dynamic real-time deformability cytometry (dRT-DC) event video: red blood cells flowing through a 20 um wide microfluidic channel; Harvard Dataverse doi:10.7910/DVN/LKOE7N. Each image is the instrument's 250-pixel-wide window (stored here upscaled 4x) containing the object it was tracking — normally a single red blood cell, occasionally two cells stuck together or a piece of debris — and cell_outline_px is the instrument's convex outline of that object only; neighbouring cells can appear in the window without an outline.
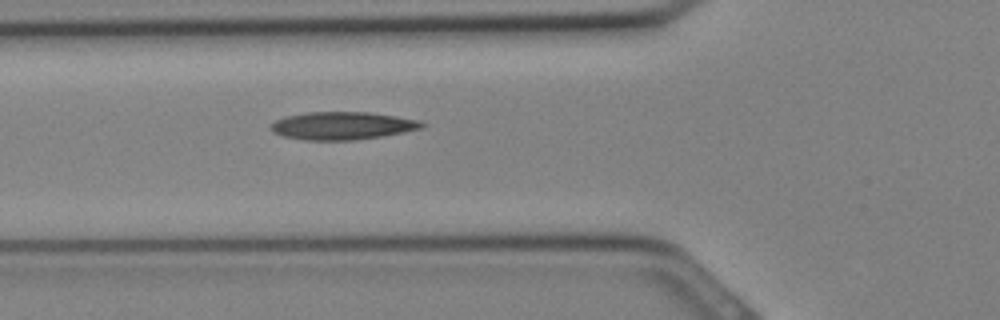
{"species": "Egyptian fruit bat (a non-hibernating species)", "species_latin": "Rousettus aegyptiacus", "temperature_condition": "cold", "stored_images_in_passage": 4, "camera_frame_rate_fps": 3000, "um_per_image_px": 0.085, "animal": {"sex": "female"}, "frame": {"image": 1, "passage_image": 2, "time_ms": 0.333, "image_size_px": [1000, 320], "cell_outline_px": [[428, 124], [424, 128], [404, 132], [380, 136], [352, 140], [304, 140], [284, 136], [272, 132], [272, 124], [276, 120], [284, 116], [308, 112], [372, 112], [420, 120]], "centroid_in_image_um": [29.15, 10.68], "position_along_channel_um": 96.7, "area_um2": 24.51}}
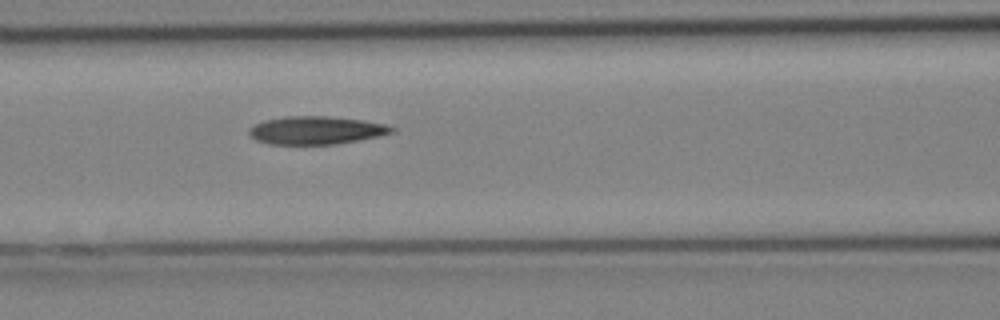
{"frame": {"image": 2, "passage_image": 4, "time_ms": 1.0, "image_size_px": [1000, 320], "cell_outline_px": [[396, 132], [380, 136], [336, 144], [268, 144], [256, 140], [248, 132], [248, 128], [252, 124], [264, 120], [284, 116], [328, 116], [364, 120], [384, 124], [396, 128]], "centroid_in_image_um": [26.86, 11.07], "position_along_channel_um": 139.7, "area_um2": 23.52}}